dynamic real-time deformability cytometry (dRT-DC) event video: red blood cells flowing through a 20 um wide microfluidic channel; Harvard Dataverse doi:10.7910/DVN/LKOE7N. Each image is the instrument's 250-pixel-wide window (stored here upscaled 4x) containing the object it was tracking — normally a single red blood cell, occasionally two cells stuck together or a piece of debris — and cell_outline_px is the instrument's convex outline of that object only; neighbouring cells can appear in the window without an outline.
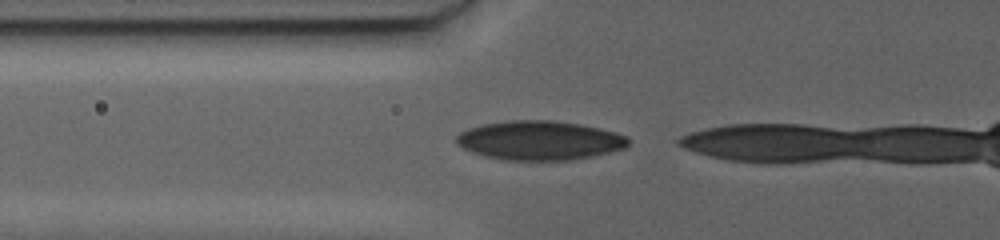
{"species": "human", "species_latin": "Homo sapiens", "temperature_condition": "warm", "stored_images_in_passage": 10, "camera_frame_rate_fps": 3000, "um_per_image_px": 0.085, "donor": {"sex": "female"}, "frame": {"image": 1, "passage_image": 2, "time_ms": 0.667, "image_size_px": [1000, 240], "cell_outline_px": [[628, 144], [624, 148], [592, 156], [568, 160], [500, 160], [484, 156], [472, 152], [456, 144], [456, 136], [460, 132], [468, 128], [484, 124], [508, 120], [552, 120], [580, 124], [600, 128], [616, 132], [628, 136]], "centroid_in_image_um": [45.84, 11.93], "position_along_channel_um": 80.0, "area_um2": 39.3}}
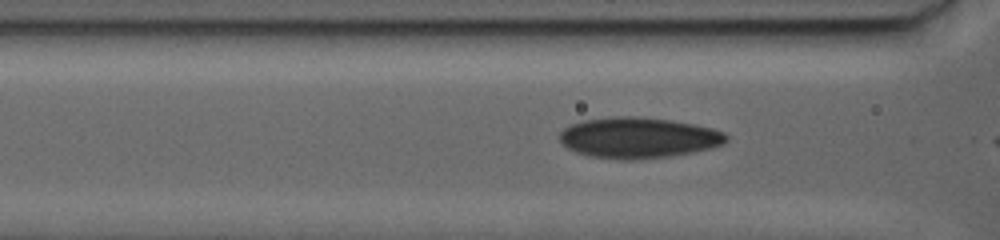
{"frame": {"image": 2, "passage_image": 6, "time_ms": 3.667, "image_size_px": [1000, 240], "cell_outline_px": [[728, 140], [724, 144], [712, 148], [692, 152], [668, 156], [636, 160], [616, 160], [588, 156], [576, 152], [568, 148], [560, 140], [560, 132], [564, 128], [572, 124], [584, 120], [616, 116], [640, 116], [672, 120], [712, 128], [724, 132], [728, 136]], "centroid_in_image_um": [54.27, 11.71], "position_along_channel_um": 112.3, "area_um2": 39.82}}